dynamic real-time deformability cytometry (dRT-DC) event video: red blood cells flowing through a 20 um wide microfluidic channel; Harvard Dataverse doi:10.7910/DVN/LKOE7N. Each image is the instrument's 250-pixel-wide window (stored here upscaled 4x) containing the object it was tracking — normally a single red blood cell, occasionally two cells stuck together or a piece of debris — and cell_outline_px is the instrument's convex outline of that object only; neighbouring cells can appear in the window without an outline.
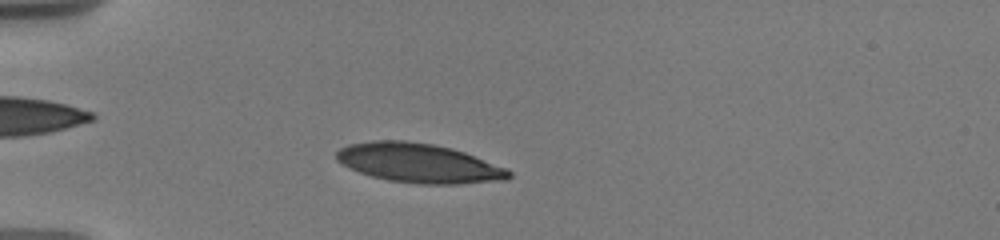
{"species": "human", "species_latin": "Homo sapiens", "temperature_condition": "warm", "stored_images_in_passage": 8, "camera_frame_rate_fps": 3000, "um_per_image_px": 0.085, "donor": {"sex": "male"}, "frame": {"image": 1, "passage_image": 5, "time_ms": 2.0, "image_size_px": [1000, 240], "cell_outline_px": [[512, 176], [508, 180], [456, 184], [420, 184], [388, 180], [372, 176], [348, 168], [336, 160], [336, 152], [340, 148], [348, 144], [372, 140], [404, 140], [432, 144], [452, 148], [464, 152], [508, 168], [512, 172]], "centroid_in_image_um": [35.61, 13.86], "position_along_channel_um": 49.4, "area_um2": 39.71}}
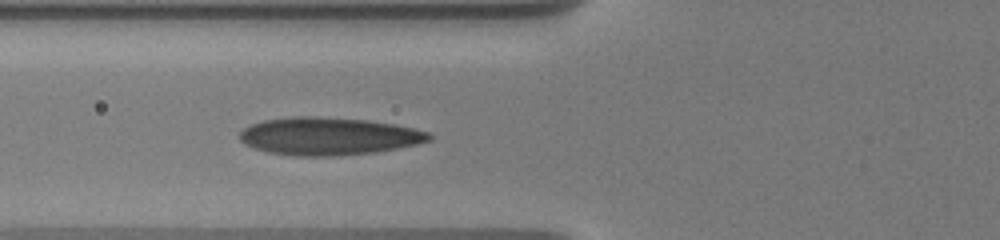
{"frame": {"image": 2, "passage_image": 8, "time_ms": 4.0, "image_size_px": [1000, 240], "cell_outline_px": [[432, 140], [416, 144], [396, 148], [372, 152], [332, 156], [296, 156], [268, 152], [244, 144], [240, 140], [240, 132], [244, 128], [252, 124], [264, 120], [292, 116], [316, 116], [368, 120], [392, 124], [412, 128], [428, 132], [432, 136]], "centroid_in_image_um": [27.9, 11.57], "position_along_channel_um": 97.9, "area_um2": 41.33}}